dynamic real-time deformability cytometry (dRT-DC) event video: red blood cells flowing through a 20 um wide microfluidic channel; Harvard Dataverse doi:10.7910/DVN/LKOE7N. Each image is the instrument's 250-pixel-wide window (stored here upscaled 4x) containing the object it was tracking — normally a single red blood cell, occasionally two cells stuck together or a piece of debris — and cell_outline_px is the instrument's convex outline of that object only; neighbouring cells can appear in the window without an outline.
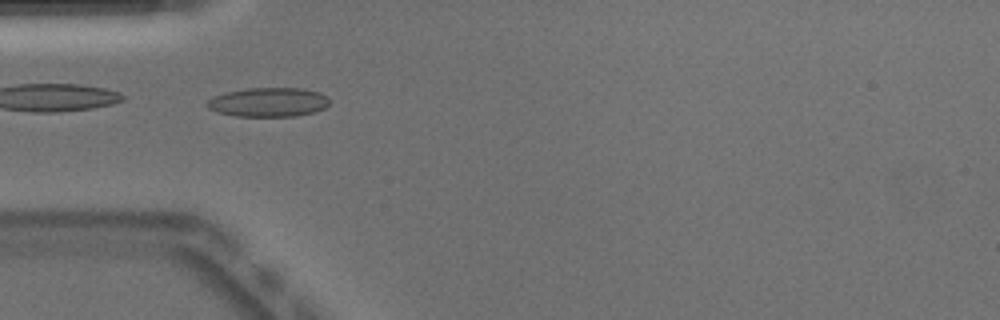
{"species": "Egyptian fruit bat (a non-hibernating species)", "species_latin": "Rousettus aegyptiacus", "temperature_condition": "warm", "stored_images_in_passage": 48, "camera_frame_rate_fps": 3000, "um_per_image_px": 0.085, "animal": {"sex": "male"}, "frame": {"image": 1, "passage_image": 14, "time_ms": 4.333, "image_size_px": [1000, 320], "cell_outline_px": [[328, 104], [324, 108], [316, 112], [296, 116], [236, 116], [216, 112], [208, 108], [208, 100], [216, 96], [228, 92], [248, 88], [300, 88], [320, 92], [328, 96]], "centroid_in_image_um": [22.86, 8.69], "position_along_channel_um": 62.1, "area_um2": 20.69}, "authors_computed_cell_mechanics": {"area_um2": 19.652, "velocity_mm_per_s": 3.9388, "shape_relaxation_time_tau1_ms": null, "shape_relaxation_time_tau2_ms": 1.6331, "deformation_change_tau1": null, "deformation_change_tau2": 0.0726}}